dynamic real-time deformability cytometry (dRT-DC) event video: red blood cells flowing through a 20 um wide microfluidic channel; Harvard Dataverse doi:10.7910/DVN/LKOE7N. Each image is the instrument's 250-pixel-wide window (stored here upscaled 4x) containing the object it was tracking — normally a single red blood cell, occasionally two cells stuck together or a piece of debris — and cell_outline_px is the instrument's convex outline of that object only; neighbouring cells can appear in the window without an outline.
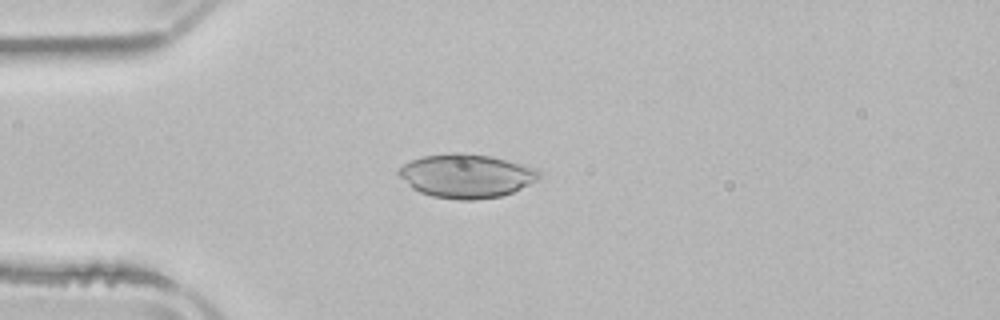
{"species": "common noctule bat (a hibernating species)", "species_latin": "Nyctalus noctula", "temperature_condition": "room temperature", "stored_images_in_passage": 3, "camera_frame_rate_fps": 3000, "um_per_image_px": 0.085, "animal": {"sex": "male", "body_mass_g": 21.5, "forearm_length_mm": 52.0}, "frame": {"image": 1, "passage_image": 3, "time_ms": 4.0, "image_size_px": [1000, 320], "cell_outline_px": [[540, 176], [536, 180], [512, 192], [500, 196], [472, 200], [460, 200], [432, 196], [420, 192], [412, 188], [396, 172], [404, 164], [412, 160], [424, 156], [448, 152], [464, 152], [492, 156], [536, 168], [540, 172]], "centroid_in_image_um": [39.62, 14.93], "position_along_channel_um": 45.4, "area_um2": 35.66}}